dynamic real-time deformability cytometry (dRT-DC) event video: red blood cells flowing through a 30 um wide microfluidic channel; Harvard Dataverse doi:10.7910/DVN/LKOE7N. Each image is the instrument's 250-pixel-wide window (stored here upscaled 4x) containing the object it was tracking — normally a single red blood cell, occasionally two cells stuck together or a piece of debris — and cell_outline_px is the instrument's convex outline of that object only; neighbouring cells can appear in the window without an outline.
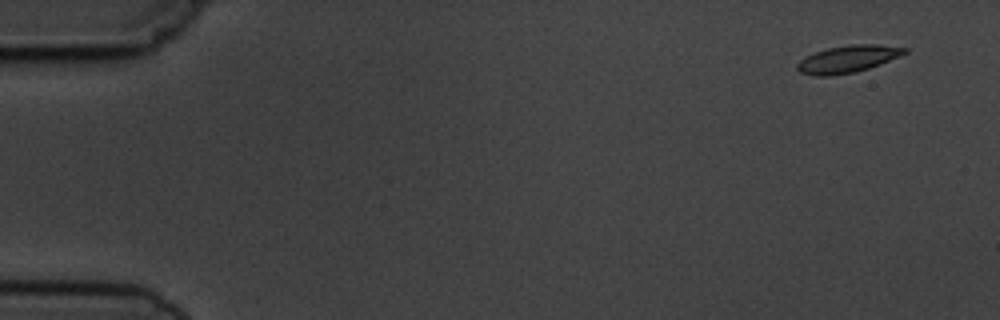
{"species": "common noctule bat (a hibernating species)", "species_latin": "Nyctalus noctula", "temperature_condition": "cold", "stored_images_in_passage": 7, "camera_frame_rate_fps": 3000, "um_per_image_px": 0.085, "animal": {"sex": "male", "body_mass_g": 19.5, "forearm_length_mm": 54.6}, "frame": {"image": 1, "passage_image": 1, "time_ms": 0.0, "image_size_px": [1000, 320], "cell_outline_px": [[908, 52], [880, 64], [868, 68], [852, 72], [828, 76], [816, 76], [800, 72], [796, 68], [796, 64], [804, 56], [828, 48], [852, 44], [876, 44], [908, 48]], "centroid_in_image_um": [72.04, 5.01], "position_along_channel_um": 13.0, "area_um2": 16.82}}
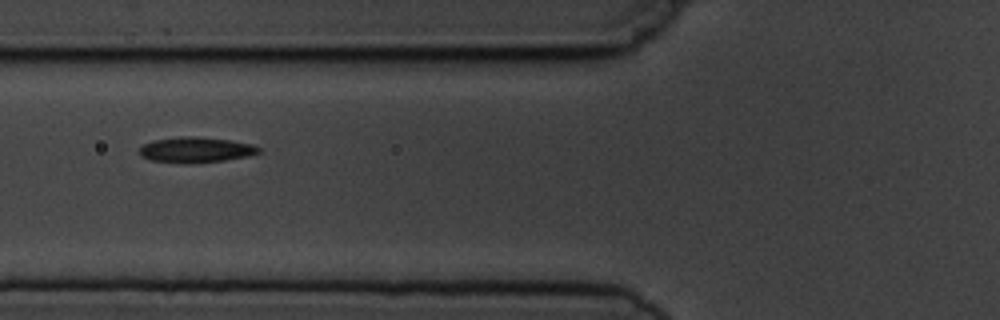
{"frame": {"image": 2, "passage_image": 6, "time_ms": 6.0, "image_size_px": [1000, 320], "cell_outline_px": [[260, 152], [248, 156], [224, 160], [184, 164], [152, 160], [140, 156], [140, 148], [144, 144], [152, 140], [180, 136], [196, 136], [232, 140], [252, 144], [260, 148]], "centroid_in_image_um": [16.64, 12.72], "position_along_channel_um": 109.2, "area_um2": 17.8}}
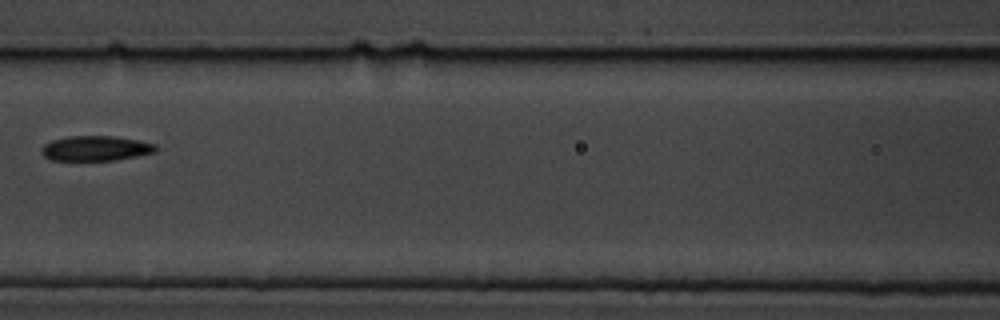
{"frame": {"image": 3, "passage_image": 7, "time_ms": 7.333, "image_size_px": [1000, 320], "cell_outline_px": [[156, 152], [116, 160], [52, 160], [44, 156], [40, 152], [40, 148], [44, 144], [52, 140], [68, 136], [116, 136], [140, 140], [156, 144]], "centroid_in_image_um": [8.13, 12.6], "position_along_channel_um": 158.5, "area_um2": 16.76}}